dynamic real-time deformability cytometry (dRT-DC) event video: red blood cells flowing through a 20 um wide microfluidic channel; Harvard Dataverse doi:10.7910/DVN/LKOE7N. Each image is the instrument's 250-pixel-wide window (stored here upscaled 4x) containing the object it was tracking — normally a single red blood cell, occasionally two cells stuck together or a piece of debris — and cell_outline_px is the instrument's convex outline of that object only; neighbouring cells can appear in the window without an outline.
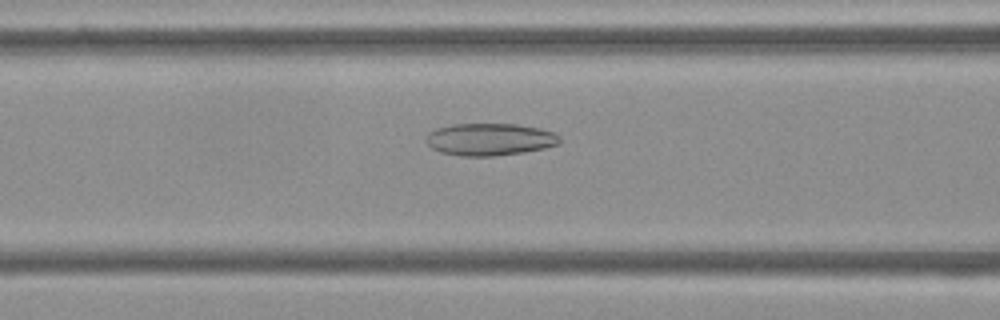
{"species": "Egyptian fruit bat (a non-hibernating species)", "species_latin": "Rousettus aegyptiacus", "temperature_condition": "cold", "stored_images_in_passage": 42, "camera_frame_rate_fps": 3000, "um_per_image_px": 0.085, "frame": {"image": 1, "passage_image": 10, "time_ms": 3.0, "image_size_px": [1000, 320], "cell_outline_px": [[560, 144], [544, 148], [524, 152], [492, 156], [460, 156], [440, 152], [432, 148], [424, 140], [424, 136], [428, 132], [436, 128], [452, 124], [516, 124], [540, 128], [552, 132], [560, 136]], "centroid_in_image_um": [41.59, 11.84], "position_along_channel_um": 125.0, "area_um2": 25.32}}
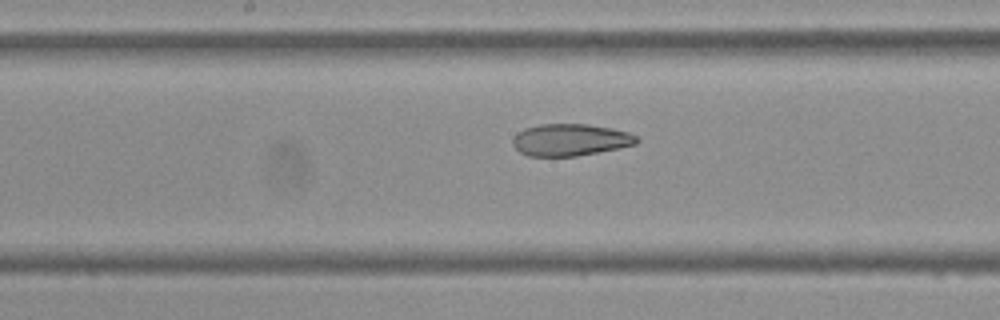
{"frame": {"image": 2, "passage_image": 16, "time_ms": 5.0, "image_size_px": [1000, 320], "cell_outline_px": [[640, 140], [636, 144], [576, 156], [528, 156], [520, 152], [512, 144], [512, 140], [524, 128], [540, 124], [588, 124], [612, 128], [628, 132], [636, 136]], "centroid_in_image_um": [48.47, 11.88], "position_along_channel_um": 199.7, "area_um2": 22.89}}
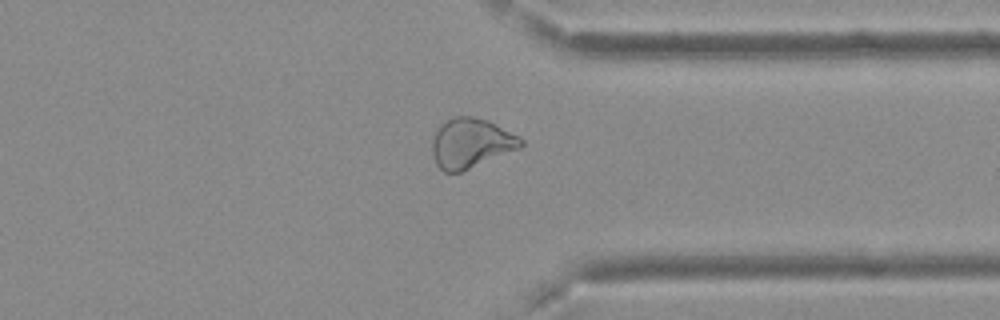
{"frame": {"image": 3, "passage_image": 30, "time_ms": 9.667, "image_size_px": [1000, 320], "cell_outline_px": [[524, 144], [520, 148], [460, 172], [444, 172], [436, 164], [432, 152], [432, 140], [440, 124], [452, 116], [472, 116], [488, 120], [520, 136], [524, 140]], "centroid_in_image_um": [40.03, 12.15], "position_along_channel_um": 371.4, "area_um2": 25.72}, "authors_computed_cell_mechanics": {"area_um2": 25.8077, "velocity_mm_per_s": 3.7242, "shape_relaxation_time_tau1_ms": null, "shape_relaxation_time_tau2_ms": 3.4393, "deformation_change_tau1": null, "deformation_change_tau2": 0.1058}}